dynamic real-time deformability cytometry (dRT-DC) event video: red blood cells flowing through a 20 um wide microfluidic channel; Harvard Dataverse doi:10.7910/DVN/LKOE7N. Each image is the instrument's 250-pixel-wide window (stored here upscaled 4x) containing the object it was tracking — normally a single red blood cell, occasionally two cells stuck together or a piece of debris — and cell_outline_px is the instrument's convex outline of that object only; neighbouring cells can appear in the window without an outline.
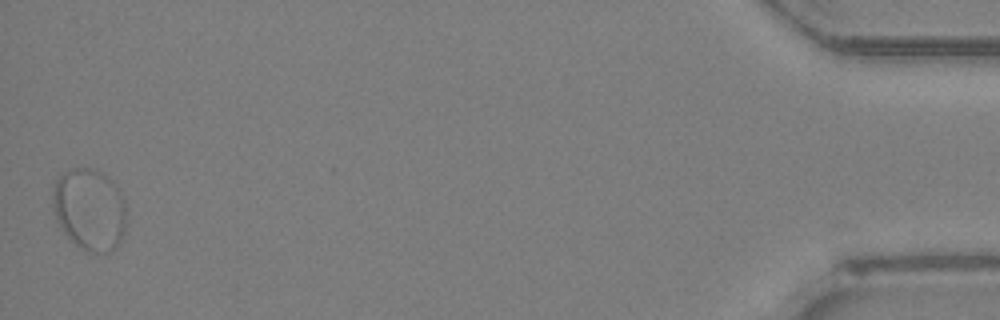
{"species": "Egyptian fruit bat (a non-hibernating species)", "species_latin": "Rousettus aegyptiacus", "temperature_condition": "room temperature", "stored_images_in_passage": 38, "segment_of_instrument_passage": [2, 2], "camera_frame_rate_fps": 3000, "um_per_image_px": 0.085, "animal": {"sex": "female"}, "frame": {"image": 1, "passage_image": 38, "time_ms": 12.333, "image_size_px": [1000, 320], "cell_outline_px": [[124, 232], [120, 240], [108, 252], [92, 252], [80, 248], [60, 228], [56, 220], [52, 204], [52, 192], [56, 180], [64, 172], [76, 168], [92, 168], [108, 176], [116, 184], [124, 200]], "centroid_in_image_um": [7.58, 17.77], "position_along_channel_um": 427.6, "area_um2": 34.85}}